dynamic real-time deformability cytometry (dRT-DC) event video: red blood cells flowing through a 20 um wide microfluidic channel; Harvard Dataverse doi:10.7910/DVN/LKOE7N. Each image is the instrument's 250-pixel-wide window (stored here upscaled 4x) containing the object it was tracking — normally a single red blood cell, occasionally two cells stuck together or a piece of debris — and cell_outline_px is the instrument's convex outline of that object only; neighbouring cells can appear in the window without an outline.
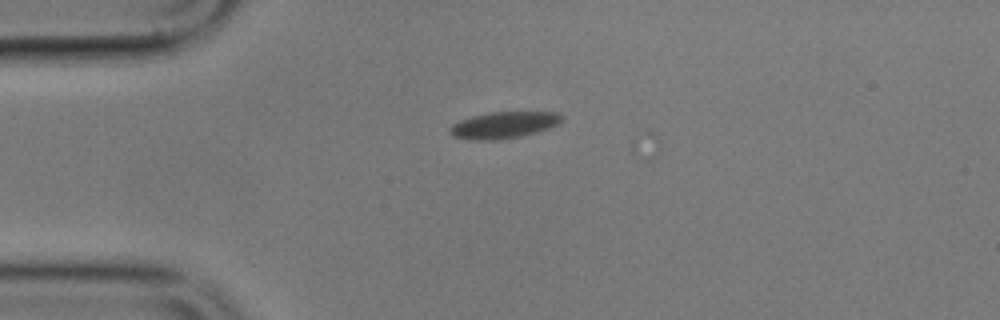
{"species": "common noctule bat (a hibernating species)", "species_latin": "Nyctalus noctula", "temperature_condition": "cold", "stored_images_in_passage": 4, "camera_frame_rate_fps": 3000, "um_per_image_px": 0.085, "animal": {"sex": "male", "body_mass_g": 17.9}, "frame": {"image": 1, "passage_image": 1, "time_ms": 0.0, "image_size_px": [1000, 320], "cell_outline_px": [[564, 116], [556, 124], [548, 128], [536, 132], [520, 136], [500, 140], [480, 140], [456, 136], [448, 128], [452, 124], [460, 120], [472, 116], [492, 112], [556, 112]], "centroid_in_image_um": [42.83, 10.61], "position_along_channel_um": 42.2, "area_um2": 16.94}}